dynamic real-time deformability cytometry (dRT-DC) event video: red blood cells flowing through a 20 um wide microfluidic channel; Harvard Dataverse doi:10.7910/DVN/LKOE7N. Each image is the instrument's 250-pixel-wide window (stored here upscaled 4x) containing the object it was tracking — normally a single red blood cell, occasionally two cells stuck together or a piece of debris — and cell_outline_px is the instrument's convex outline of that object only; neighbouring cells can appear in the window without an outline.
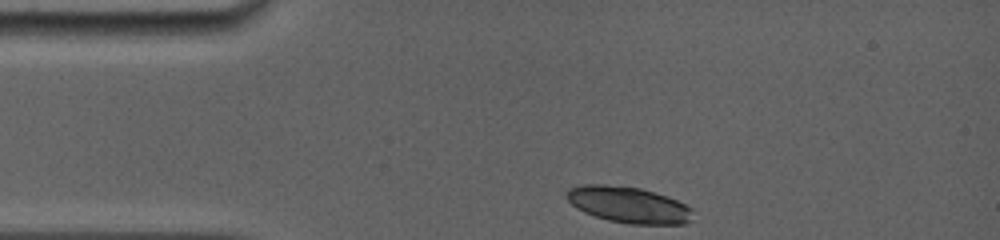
{"species": "common noctule bat (a hibernating species)", "species_latin": "Nyctalus noctula", "temperature_condition": "room temperature", "stored_images_in_passage": 7, "camera_frame_rate_fps": 5000, "um_per_image_px": 0.085, "animal": {"sex": "female", "body_mass_g": 19.0, "forearm_length_mm": 56.7}, "frame": {"image": 1, "passage_image": 1, "time_ms": 0.0, "image_size_px": [1000, 240], "cell_outline_px": [[692, 220], [684, 224], [628, 224], [608, 220], [584, 212], [576, 208], [564, 196], [568, 188], [580, 184], [608, 184], [640, 188], [668, 196], [692, 208]], "centroid_in_image_um": [53.4, 17.4], "position_along_channel_um": 31.6, "area_um2": 26.88}}